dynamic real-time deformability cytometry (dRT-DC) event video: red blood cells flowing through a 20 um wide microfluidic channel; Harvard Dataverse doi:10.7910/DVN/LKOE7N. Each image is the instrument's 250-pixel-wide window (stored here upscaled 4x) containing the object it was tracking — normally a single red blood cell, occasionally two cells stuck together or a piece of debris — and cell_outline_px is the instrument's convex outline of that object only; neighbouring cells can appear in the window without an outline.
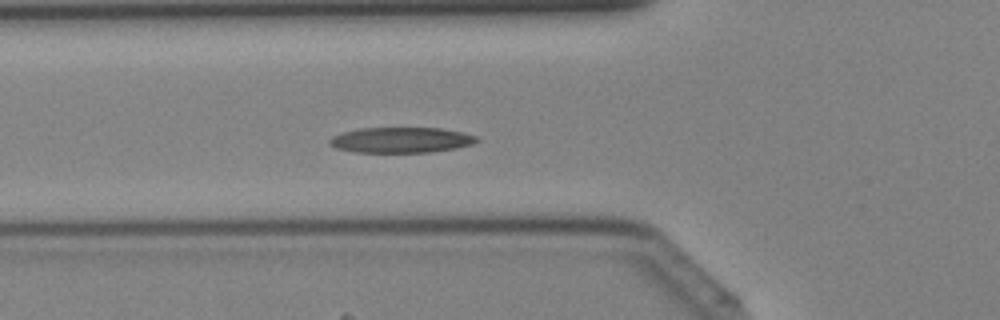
{"species": "Egyptian fruit bat (a non-hibernating species)", "species_latin": "Rousettus aegyptiacus", "temperature_condition": "cold", "stored_images_in_passage": 33, "camera_frame_rate_fps": 3000, "um_per_image_px": 0.085, "animal": {"sex": "female"}, "frame": {"image": 1, "passage_image": 6, "time_ms": 1.667, "image_size_px": [1000, 320], "cell_outline_px": [[480, 140], [472, 144], [456, 148], [428, 152], [356, 152], [336, 148], [328, 144], [328, 140], [332, 136], [344, 132], [360, 128], [440, 128], [464, 132], [476, 136]], "centroid_in_image_um": [34.09, 11.9], "position_along_channel_um": 91.7, "area_um2": 21.85}}
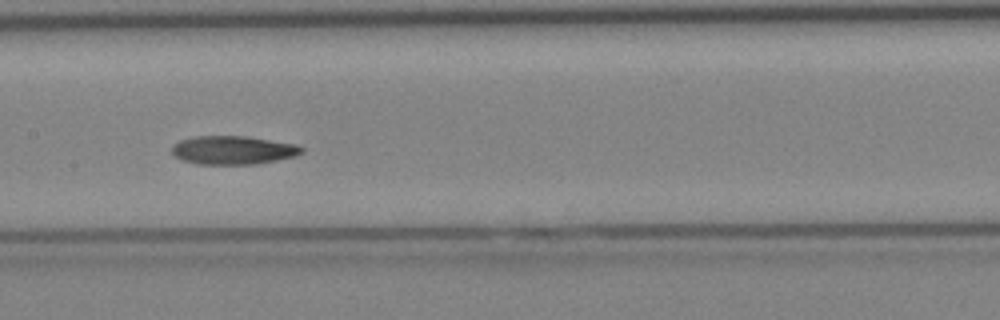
{"frame": {"image": 2, "passage_image": 12, "time_ms": 3.667, "image_size_px": [1000, 320], "cell_outline_px": [[304, 152], [296, 156], [256, 164], [200, 164], [184, 160], [176, 156], [172, 152], [172, 144], [180, 140], [192, 136], [244, 136], [296, 144], [304, 148]], "centroid_in_image_um": [19.82, 12.75], "position_along_channel_um": 187.6, "area_um2": 21.5}}
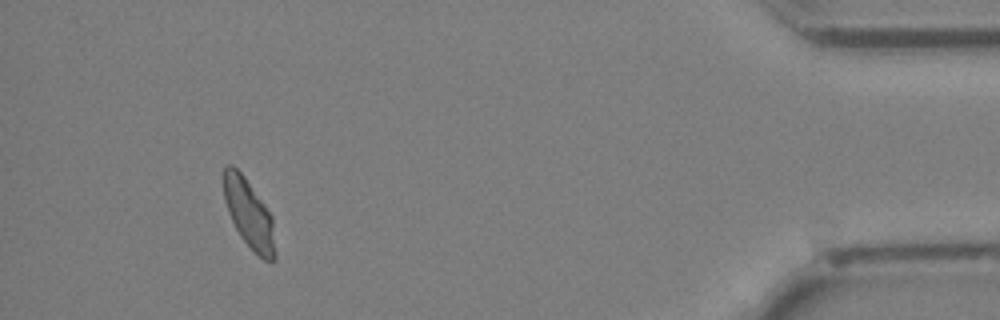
{"frame": {"image": 3, "passage_image": 30, "time_ms": 9.667, "image_size_px": [1000, 320], "cell_outline_px": [[276, 260], [272, 264], [264, 260], [240, 236], [228, 212], [224, 200], [224, 168], [228, 164], [232, 164], [244, 176], [264, 204], [272, 216], [276, 252]], "centroid_in_image_um": [21.19, 18.2], "position_along_channel_um": 414.0, "area_um2": 20.46}}